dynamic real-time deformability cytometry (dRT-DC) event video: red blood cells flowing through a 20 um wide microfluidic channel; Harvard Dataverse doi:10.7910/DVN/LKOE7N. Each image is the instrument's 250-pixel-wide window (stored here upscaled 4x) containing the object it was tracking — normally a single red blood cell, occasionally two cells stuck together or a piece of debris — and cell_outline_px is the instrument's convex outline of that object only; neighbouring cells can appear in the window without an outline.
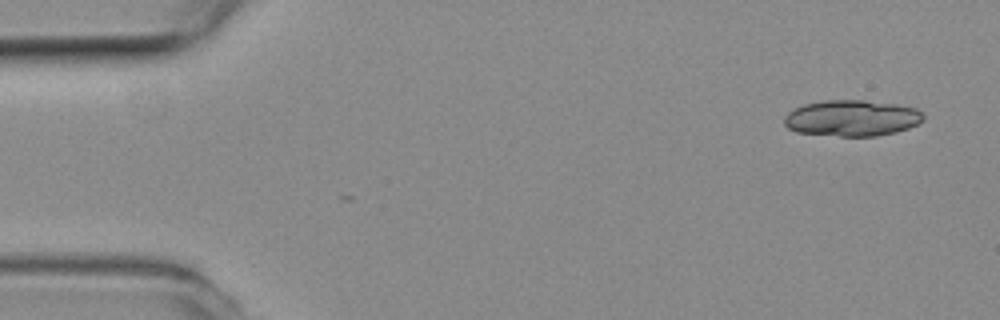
{"species": "common noctule bat (a hibernating species)", "species_latin": "Nyctalus noctula", "temperature_condition": "room temperature", "stored_images_in_passage": 15, "camera_frame_rate_fps": 3000, "um_per_image_px": 0.085, "animal": {"sex": "female", "body_mass_g": 19.3, "forearm_length_mm": 54.1}, "frame": {"image": 1, "passage_image": 1, "time_ms": 0.0, "image_size_px": [1000, 320], "cell_outline_px": [[924, 120], [908, 128], [896, 132], [876, 136], [840, 136], [796, 132], [788, 128], [784, 124], [784, 116], [792, 108], [804, 104], [820, 100], [864, 100], [896, 104], [916, 108], [924, 116]], "centroid_in_image_um": [72.37, 10.03], "position_along_channel_um": 12.6, "area_um2": 29.48}}